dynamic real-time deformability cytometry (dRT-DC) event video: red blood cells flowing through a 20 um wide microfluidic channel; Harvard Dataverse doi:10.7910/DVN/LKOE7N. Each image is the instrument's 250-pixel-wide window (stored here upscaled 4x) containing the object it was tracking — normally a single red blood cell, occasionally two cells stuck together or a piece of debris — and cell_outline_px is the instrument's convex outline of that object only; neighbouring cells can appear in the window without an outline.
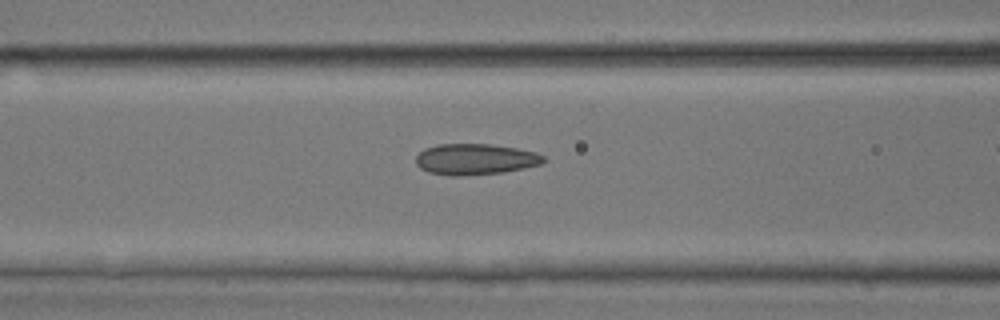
{"species": "common noctule bat (a hibernating species)", "species_latin": "Nyctalus noctula", "temperature_condition": "room temperature", "stored_images_in_passage": 27, "camera_frame_rate_fps": 3000, "um_per_image_px": 0.085, "animal": {"sex": "male", "body_mass_g": 17.9, "forearm_length_mm": 54.2}, "frame": {"image": 1, "passage_image": 9, "time_ms": 2.667, "image_size_px": [1000, 320], "cell_outline_px": [[544, 160], [540, 164], [524, 168], [504, 172], [456, 176], [452, 176], [428, 172], [420, 168], [416, 164], [416, 156], [424, 148], [436, 144], [488, 144], [516, 148], [536, 152], [544, 156]], "centroid_in_image_um": [40.36, 13.53], "position_along_channel_um": 126.2, "area_um2": 23.0}}
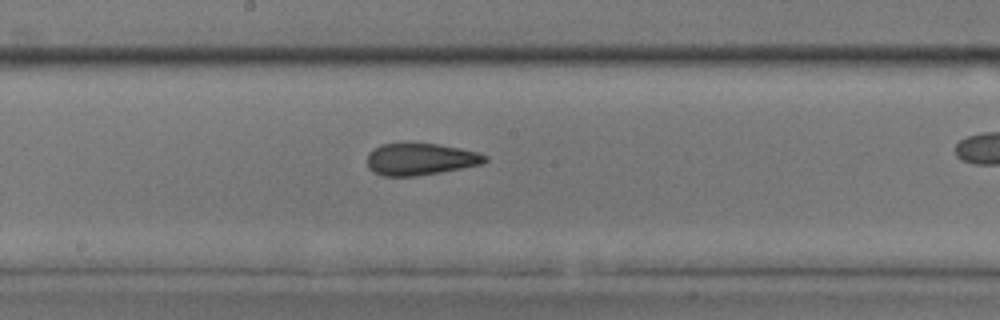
{"frame": {"image": 2, "passage_image": 15, "time_ms": 4.667, "image_size_px": [1000, 320], "cell_outline_px": [[488, 160], [484, 164], [440, 172], [416, 176], [384, 176], [372, 172], [368, 168], [368, 152], [380, 144], [408, 140], [440, 144], [480, 152], [488, 156]], "centroid_in_image_um": [35.73, 13.48], "position_along_channel_um": 212.5, "area_um2": 22.89}}
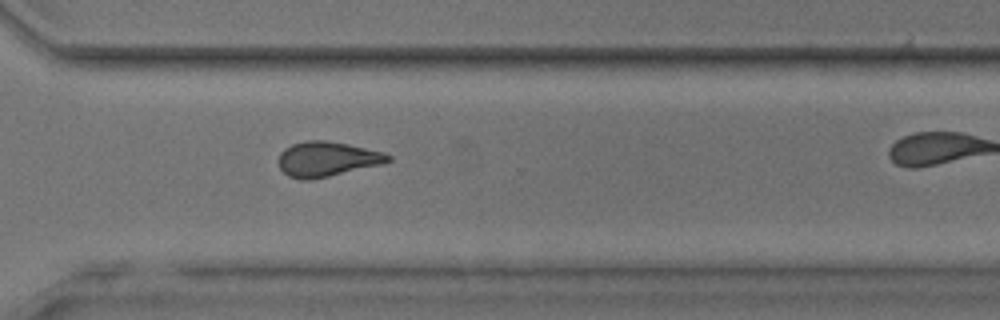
{"frame": {"image": 3, "passage_image": 24, "time_ms": 7.667, "image_size_px": [1000, 320], "cell_outline_px": [[392, 160], [380, 164], [312, 180], [300, 180], [288, 176], [280, 168], [280, 152], [284, 148], [292, 144], [304, 140], [328, 140], [348, 144], [384, 152], [392, 156]], "centroid_in_image_um": [27.78, 13.51], "position_along_channel_um": 342.8, "area_um2": 22.25}}